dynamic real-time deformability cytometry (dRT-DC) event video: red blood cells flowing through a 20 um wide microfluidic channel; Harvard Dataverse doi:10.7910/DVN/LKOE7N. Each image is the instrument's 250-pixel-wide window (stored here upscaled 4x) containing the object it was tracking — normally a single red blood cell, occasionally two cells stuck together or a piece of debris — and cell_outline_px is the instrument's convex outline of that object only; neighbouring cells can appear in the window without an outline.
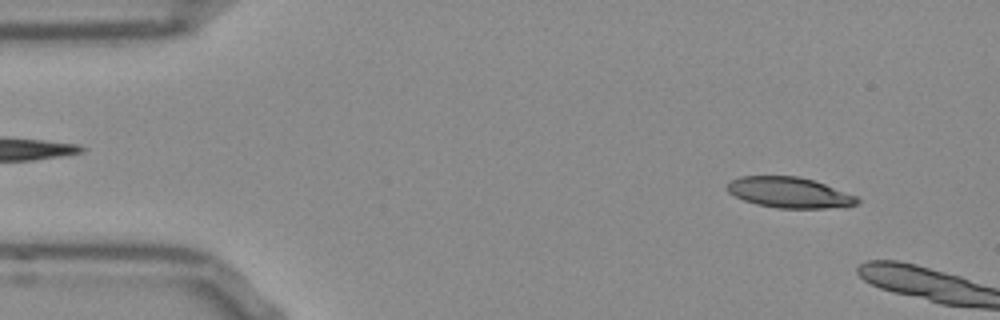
{"species": "Egyptian fruit bat (a non-hibernating species)", "species_latin": "Rousettus aegyptiacus", "temperature_condition": "room temperature", "stored_images_in_passage": 7, "camera_frame_rate_fps": 3000, "um_per_image_px": 0.085, "frame": {"image": 1, "passage_image": 4, "time_ms": 1.0, "image_size_px": [1000, 320], "cell_outline_px": [[860, 200], [856, 204], [844, 208], [776, 208], [756, 204], [744, 200], [728, 192], [728, 180], [740, 176], [796, 176], [812, 180], [824, 184], [856, 196]], "centroid_in_image_um": [67.09, 16.37], "position_along_channel_um": 17.9, "area_um2": 23.18}}